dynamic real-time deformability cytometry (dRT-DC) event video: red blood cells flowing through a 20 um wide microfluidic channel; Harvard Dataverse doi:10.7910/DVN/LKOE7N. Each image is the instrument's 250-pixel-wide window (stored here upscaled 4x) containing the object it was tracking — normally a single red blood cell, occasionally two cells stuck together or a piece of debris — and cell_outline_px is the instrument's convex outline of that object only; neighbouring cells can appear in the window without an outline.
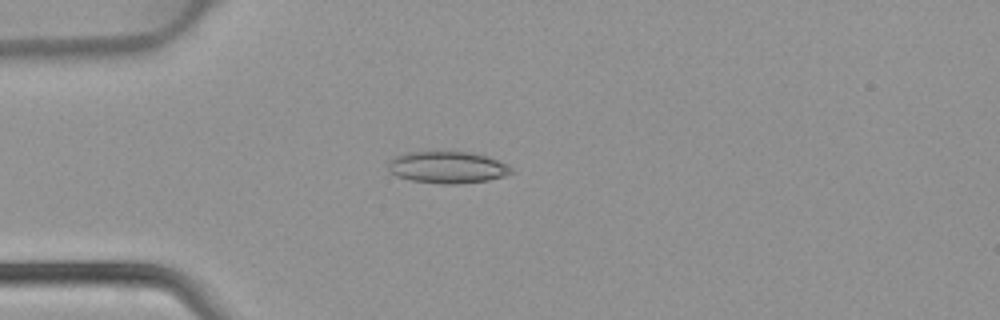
{"species": "common noctule bat (a hibernating species)", "species_latin": "Nyctalus noctula", "temperature_condition": "warm", "stored_images_in_passage": 4, "camera_frame_rate_fps": 3000, "um_per_image_px": 0.085, "animal": {"sex": "female", "body_mass_g": 22.7, "forearm_length_mm": 54.2}, "frame": {"image": 1, "passage_image": 4, "time_ms": 1.0, "image_size_px": [1000, 320], "cell_outline_px": [[516, 172], [504, 176], [488, 180], [456, 184], [440, 184], [412, 180], [396, 176], [388, 172], [388, 164], [392, 156], [408, 152], [472, 152], [488, 156], [512, 168]], "centroid_in_image_um": [38.0, 14.22], "position_along_channel_um": 47.0, "area_um2": 22.95}}